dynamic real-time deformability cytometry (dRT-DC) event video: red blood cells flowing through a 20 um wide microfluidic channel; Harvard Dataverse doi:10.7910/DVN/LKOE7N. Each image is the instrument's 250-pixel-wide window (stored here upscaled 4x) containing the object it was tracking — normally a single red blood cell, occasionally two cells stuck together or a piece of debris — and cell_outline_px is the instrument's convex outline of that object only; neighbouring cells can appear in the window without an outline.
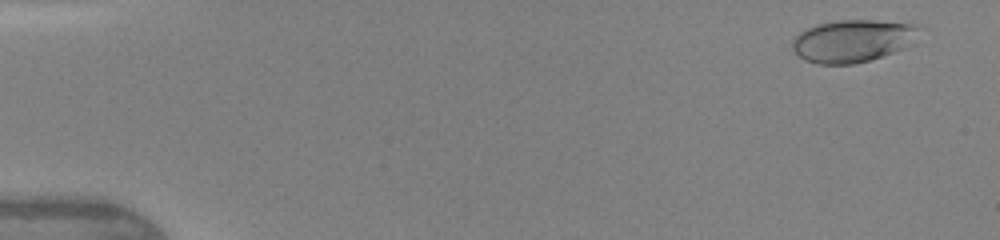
{"species": "human", "species_latin": "Homo sapiens", "temperature_condition": "warm", "stored_images_in_passage": 46, "camera_frame_rate_fps": 3000, "um_per_image_px": 0.085, "donor": {"sex": "female"}, "frame": {"image": 1, "passage_image": 2, "time_ms": 0.333, "image_size_px": [1000, 240], "cell_outline_px": [[916, 44], [868, 60], [852, 64], [816, 64], [804, 60], [792, 48], [792, 40], [800, 32], [816, 24], [836, 20], [872, 20], [912, 24], [916, 28]], "centroid_in_image_um": [72.44, 3.47], "position_along_channel_um": 12.6, "area_um2": 31.1}}
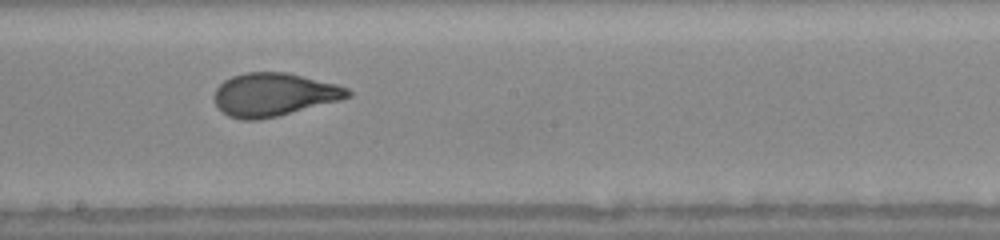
{"frame": {"image": 2, "passage_image": 26, "time_ms": 8.333, "image_size_px": [1000, 240], "cell_outline_px": [[352, 96], [340, 100], [260, 120], [244, 120], [228, 116], [216, 104], [216, 88], [224, 80], [232, 76], [244, 72], [288, 72], [336, 84], [348, 88], [352, 92]], "centroid_in_image_um": [23.3, 8.03], "position_along_channel_um": 224.9, "area_um2": 33.35}}
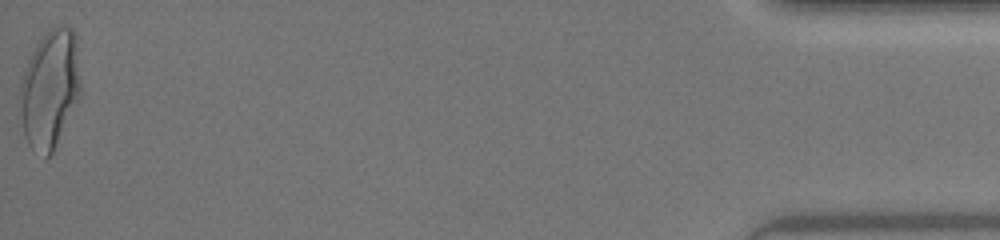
{"frame": {"image": 3, "passage_image": 46, "time_ms": 15.0, "image_size_px": [1000, 240], "cell_outline_px": [[80, 96], [52, 152], [44, 160], [32, 152], [24, 136], [20, 116], [20, 84], [28, 60], [36, 44], [56, 24], [60, 24], [72, 28], [76, 32], [80, 80]], "centroid_in_image_um": [4.23, 7.59], "position_along_channel_um": 431.0, "area_um2": 42.08}, "authors_computed_cell_mechanics": {"area_um2": 33.0905, "velocity_mm_per_s": 4.3849, "shape_relaxation_time_tau1_ms": 4.7283, "shape_relaxation_time_tau2_ms": 0.626, "deformation_change_tau1": 0.2104, "deformation_change_tau2": 0.0734}}